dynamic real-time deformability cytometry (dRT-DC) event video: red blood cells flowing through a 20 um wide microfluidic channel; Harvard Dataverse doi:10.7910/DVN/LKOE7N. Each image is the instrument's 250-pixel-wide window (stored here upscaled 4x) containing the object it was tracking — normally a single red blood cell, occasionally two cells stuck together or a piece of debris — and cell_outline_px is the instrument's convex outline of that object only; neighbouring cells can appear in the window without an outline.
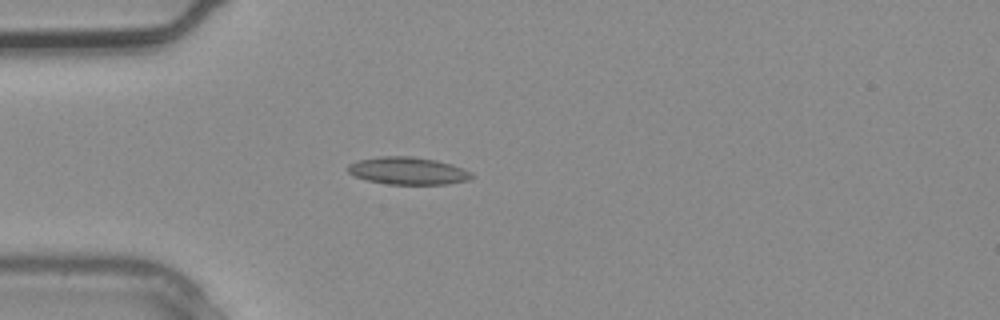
{"species": "common noctule bat (a hibernating species)", "species_latin": "Nyctalus noctula", "temperature_condition": "warm", "stored_images_in_passage": 1, "camera_frame_rate_fps": 3000, "um_per_image_px": 0.085, "animal": {"sex": "male", "body_mass_g": 20.4}, "frame": {"image": 1, "passage_image": 1, "time_ms": 0.0, "image_size_px": [1000, 320], "cell_outline_px": [[476, 176], [468, 180], [448, 184], [388, 184], [368, 180], [352, 176], [348, 172], [348, 164], [356, 160], [380, 156], [412, 156], [436, 160], [452, 164], [464, 168], [472, 172]], "centroid_in_image_um": [34.69, 14.51], "position_along_channel_um": 50.3, "area_um2": 20.06}}